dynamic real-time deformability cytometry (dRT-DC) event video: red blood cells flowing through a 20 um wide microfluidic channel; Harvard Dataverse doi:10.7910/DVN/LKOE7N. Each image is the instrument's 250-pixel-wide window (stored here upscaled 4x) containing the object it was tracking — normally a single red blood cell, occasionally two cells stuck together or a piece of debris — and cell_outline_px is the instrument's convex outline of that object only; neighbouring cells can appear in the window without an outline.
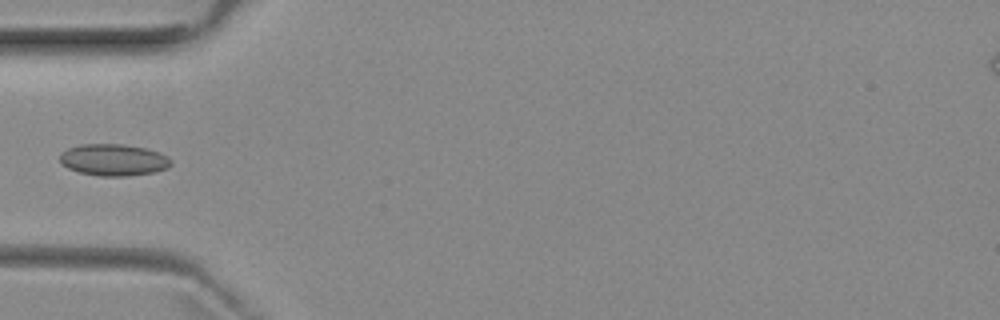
{"species": "common noctule bat (a hibernating species)", "species_latin": "Nyctalus noctula", "temperature_condition": "room temperature", "stored_images_in_passage": 6, "camera_frame_rate_fps": 3000, "um_per_image_px": 0.085, "animal": {"sex": "female", "body_mass_g": 29.2, "forearm_length_mm": 56.3}, "frame": {"image": 1, "passage_image": 4, "time_ms": 3.667, "image_size_px": [1000, 320], "cell_outline_px": [[172, 164], [168, 168], [156, 172], [128, 176], [100, 176], [80, 172], [68, 168], [60, 164], [60, 152], [68, 148], [80, 144], [120, 144], [148, 148], [172, 160]], "centroid_in_image_um": [9.63, 13.59], "position_along_channel_um": 75.4, "area_um2": 20.63}}
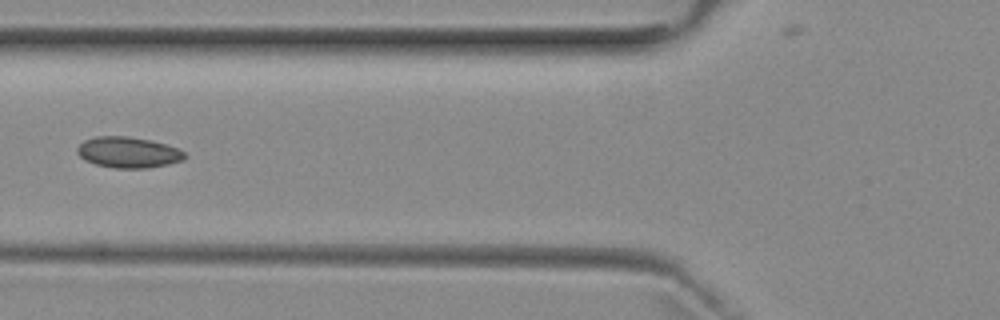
{"frame": {"image": 2, "passage_image": 5, "time_ms": 4.667, "image_size_px": [1000, 320], "cell_outline_px": [[188, 156], [184, 160], [168, 164], [148, 168], [112, 168], [96, 164], [84, 160], [76, 152], [76, 148], [84, 140], [96, 136], [128, 136], [148, 140], [164, 144], [176, 148], [184, 152]], "centroid_in_image_um": [10.88, 12.96], "position_along_channel_um": 114.9, "area_um2": 19.36}}